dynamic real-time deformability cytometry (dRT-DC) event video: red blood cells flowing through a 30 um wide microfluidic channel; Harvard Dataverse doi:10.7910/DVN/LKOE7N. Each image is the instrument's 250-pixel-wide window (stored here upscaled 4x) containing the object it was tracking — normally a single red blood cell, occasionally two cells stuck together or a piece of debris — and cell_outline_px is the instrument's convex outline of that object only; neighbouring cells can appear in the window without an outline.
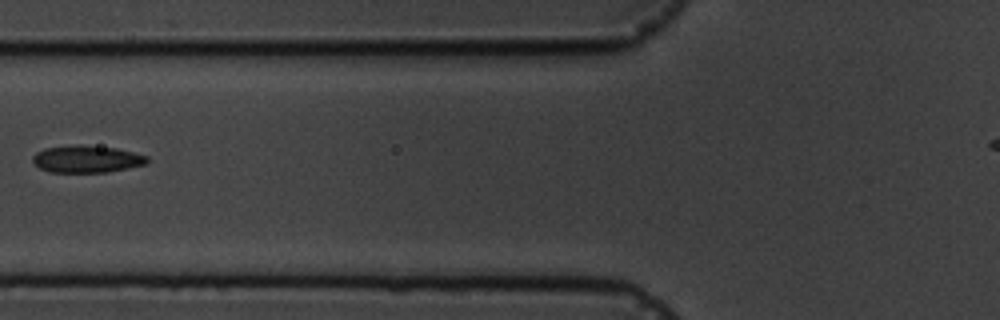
{"species": "common noctule bat (a hibernating species)", "species_latin": "Nyctalus noctula", "temperature_condition": "cold", "stored_images_in_passage": 2, "camera_frame_rate_fps": 3000, "um_per_image_px": 0.085, "animal": {"sex": "male", "body_mass_g": 19.5, "forearm_length_mm": 54.6}, "frame": {"image": 1, "passage_image": 2, "time_ms": 1.333, "image_size_px": [1000, 320], "cell_outline_px": [[148, 164], [108, 172], [48, 172], [40, 168], [32, 160], [32, 156], [36, 152], [44, 148], [80, 144], [116, 148], [148, 156]], "centroid_in_image_um": [7.37, 13.52], "position_along_channel_um": 118.4, "area_um2": 18.21}}